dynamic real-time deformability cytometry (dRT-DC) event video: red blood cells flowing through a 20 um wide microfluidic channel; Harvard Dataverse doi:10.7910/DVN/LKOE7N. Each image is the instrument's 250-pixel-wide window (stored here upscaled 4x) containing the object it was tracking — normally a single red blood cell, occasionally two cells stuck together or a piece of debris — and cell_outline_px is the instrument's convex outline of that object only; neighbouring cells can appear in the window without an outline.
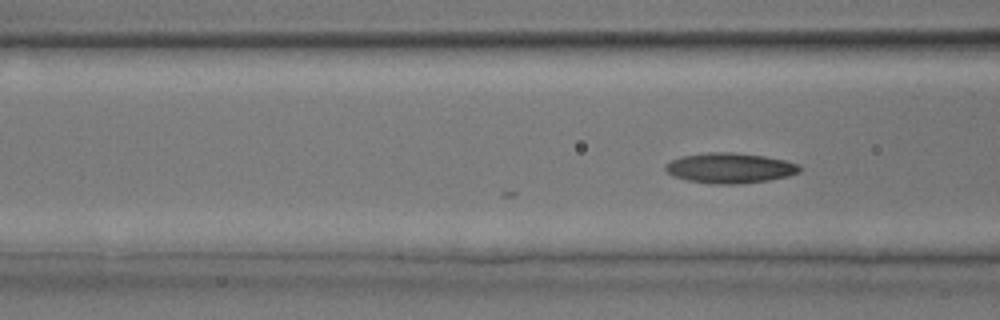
{"species": "common noctule bat (a hibernating species)", "species_latin": "Nyctalus noctula", "temperature_condition": "room temperature", "stored_images_in_passage": 3, "camera_frame_rate_fps": 3000, "um_per_image_px": 0.085, "animal": {"sex": "male", "body_mass_g": 17.9, "forearm_length_mm": 54.2}, "frame": {"image": 1, "passage_image": 3, "time_ms": 0.667, "image_size_px": [1000, 320], "cell_outline_px": [[800, 172], [788, 176], [768, 180], [740, 184], [712, 184], [688, 180], [672, 176], [664, 168], [664, 164], [680, 156], [708, 152], [732, 152], [764, 156], [784, 160], [800, 164]], "centroid_in_image_um": [62.02, 14.28], "position_along_channel_um": 104.6, "area_um2": 23.76}}